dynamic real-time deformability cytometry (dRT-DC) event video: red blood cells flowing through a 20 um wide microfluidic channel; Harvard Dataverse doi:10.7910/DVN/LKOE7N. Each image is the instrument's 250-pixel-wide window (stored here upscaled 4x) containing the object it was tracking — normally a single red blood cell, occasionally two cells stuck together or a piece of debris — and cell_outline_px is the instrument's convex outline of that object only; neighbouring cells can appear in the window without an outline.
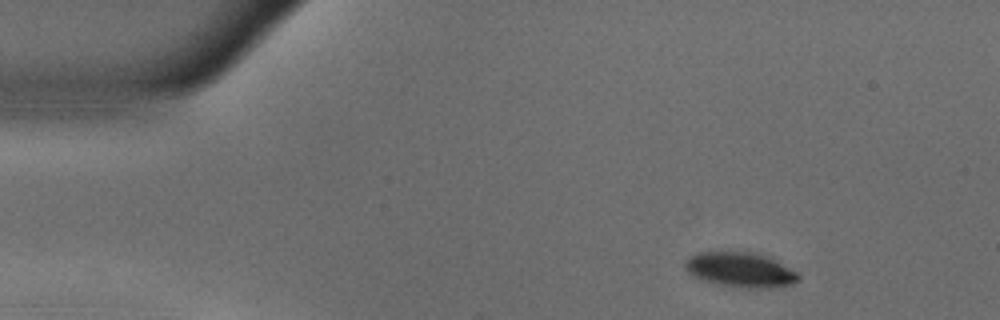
{"species": "common noctule bat (a hibernating species)", "species_latin": "Nyctalus noctula", "temperature_condition": "warm", "stored_images_in_passage": 49, "camera_frame_rate_fps": 3000, "um_per_image_px": 0.085, "animal": {"sex": "male", "body_mass_g": 18.8}, "frame": {"image": 1, "passage_image": 1, "time_ms": 0.0, "image_size_px": [1000, 320], "cell_outline_px": [[800, 276], [792, 284], [760, 288], [748, 288], [720, 284], [692, 276], [688, 272], [684, 264], [688, 256], [696, 252], [748, 252], [764, 256], [796, 272]], "centroid_in_image_um": [62.85, 22.92], "position_along_channel_um": 22.2, "area_um2": 22.25}}
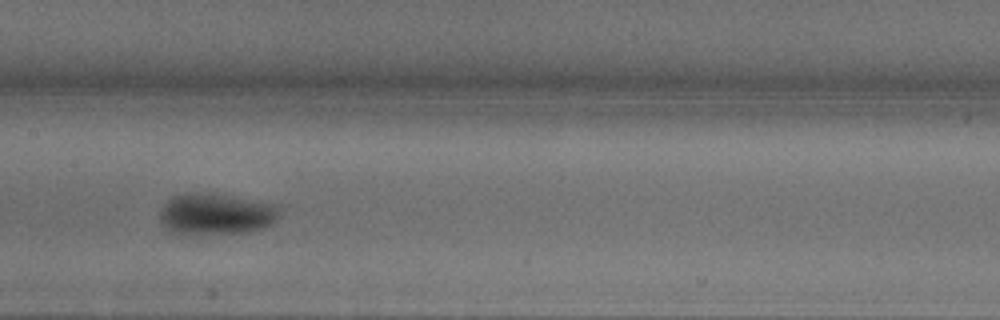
{"frame": {"image": 2, "passage_image": 21, "time_ms": 6.667, "image_size_px": [1000, 320], "cell_outline_px": [[280, 208], [272, 224], [264, 228], [248, 232], [200, 236], [176, 236], [160, 220], [160, 208], [172, 196], [188, 192], [208, 192], [232, 196], [276, 204]], "centroid_in_image_um": [18.3, 18.22], "position_along_channel_um": 189.1, "area_um2": 29.71}}
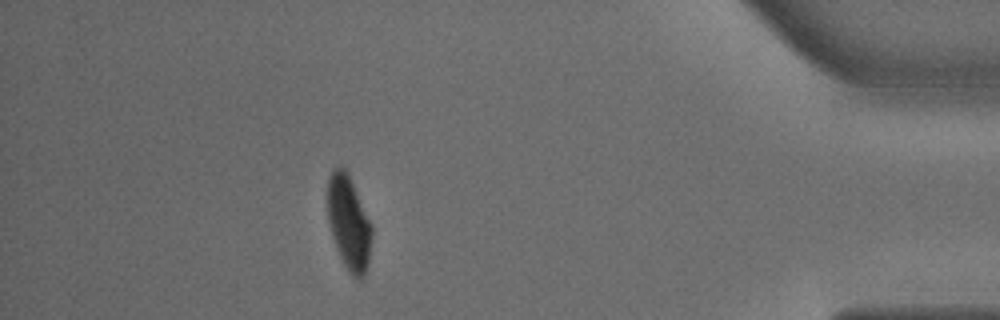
{"frame": {"image": 3, "passage_image": 43, "time_ms": 14.0, "image_size_px": [1000, 320], "cell_outline_px": [[372, 236], [368, 264], [364, 276], [360, 280], [352, 276], [348, 272], [340, 256], [332, 236], [328, 220], [328, 176], [332, 168], [340, 164], [348, 172], [372, 224]], "centroid_in_image_um": [29.65, 18.91], "position_along_channel_um": 405.5, "area_um2": 24.51}, "authors_computed_cell_mechanics": {"area_um2": 27.3972, "velocity_mm_per_s": 3.6207, "shape_relaxation_time_tau1_ms": 3.8092, "shape_relaxation_time_tau2_ms": null, "deformation_change_tau1": 0.1635, "deformation_change_tau2": null}}